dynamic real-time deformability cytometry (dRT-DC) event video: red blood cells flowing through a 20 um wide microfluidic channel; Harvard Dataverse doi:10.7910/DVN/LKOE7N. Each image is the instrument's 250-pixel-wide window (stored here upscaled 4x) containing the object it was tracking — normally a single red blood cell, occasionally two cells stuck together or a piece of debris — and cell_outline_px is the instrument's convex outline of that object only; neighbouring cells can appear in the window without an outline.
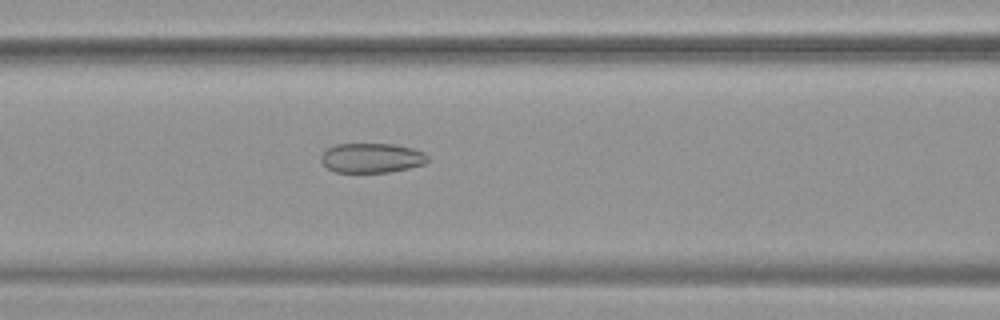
{"species": "common noctule bat (a hibernating species)", "species_latin": "Nyctalus noctula", "temperature_condition": "warm", "stored_images_in_passage": 38, "camera_frame_rate_fps": 3000, "um_per_image_px": 0.085, "animal": {"sex": "female", "body_mass_g": 19.9}, "frame": {"image": 1, "passage_image": 8, "time_ms": 2.333, "image_size_px": [1000, 320], "cell_outline_px": [[428, 160], [424, 164], [408, 168], [388, 172], [336, 172], [328, 168], [320, 160], [320, 156], [328, 148], [336, 144], [392, 144], [412, 148], [424, 152], [428, 156]], "centroid_in_image_um": [31.59, 13.42], "position_along_channel_um": 135.0, "area_um2": 18.32}}
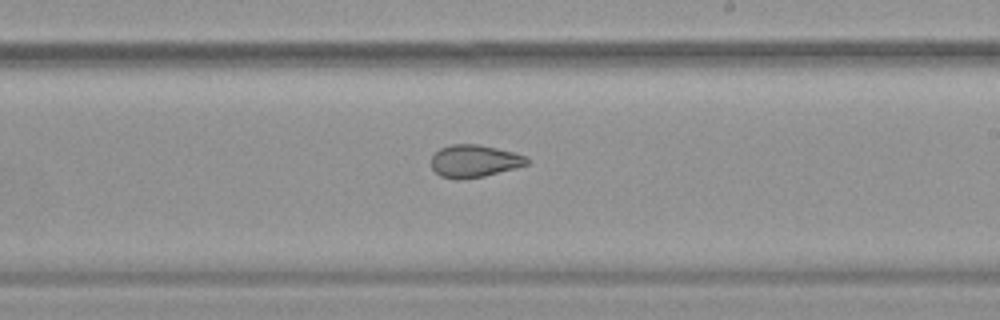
{"frame": {"image": 2, "passage_image": 17, "time_ms": 5.333, "image_size_px": [1000, 320], "cell_outline_px": [[528, 164], [516, 168], [484, 176], [464, 180], [456, 180], [440, 176], [432, 168], [432, 156], [440, 148], [452, 144], [476, 144], [496, 148], [528, 156]], "centroid_in_image_um": [40.31, 13.7], "position_along_channel_um": 248.7, "area_um2": 18.15}}
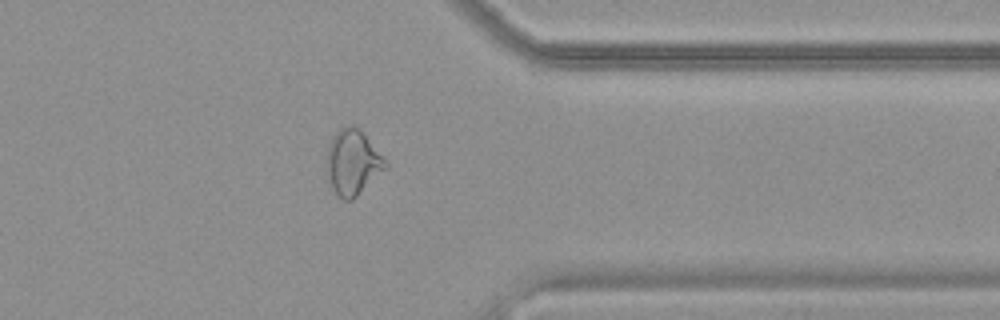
{"frame": {"image": 3, "passage_image": 28, "time_ms": 9.0, "image_size_px": [1000, 320], "cell_outline_px": [[388, 164], [352, 200], [344, 200], [332, 188], [328, 176], [328, 144], [332, 136], [340, 128], [352, 124], [360, 128]], "centroid_in_image_um": [29.96, 13.75], "position_along_channel_um": 381.4, "area_um2": 21.56}, "authors_computed_cell_mechanics": {"area_um2": 19.6231, "velocity_mm_per_s": 3.8103, "shape_relaxation_time_tau1_ms": null, "shape_relaxation_time_tau2_ms": 2.0181, "deformation_change_tau1": null, "deformation_change_tau2": 0.0745}}